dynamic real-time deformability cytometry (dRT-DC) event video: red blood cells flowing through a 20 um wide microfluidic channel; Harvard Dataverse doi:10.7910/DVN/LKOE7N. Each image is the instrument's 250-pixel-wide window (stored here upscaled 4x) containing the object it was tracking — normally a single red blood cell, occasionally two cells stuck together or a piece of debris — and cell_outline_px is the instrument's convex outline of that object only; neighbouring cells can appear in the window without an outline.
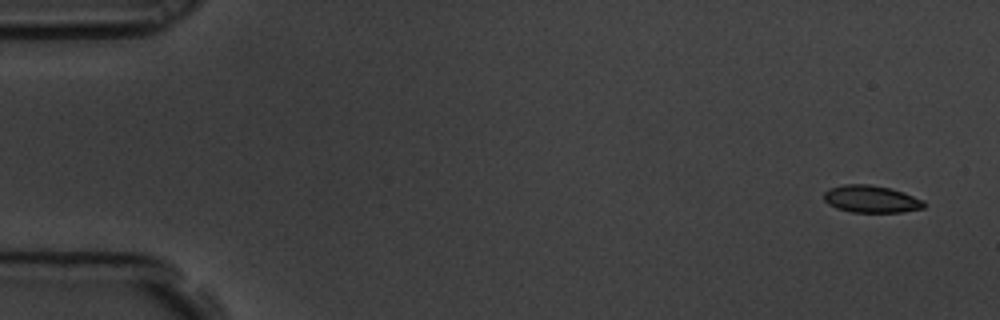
{"species": "common noctule bat (a hibernating species)", "species_latin": "Nyctalus noctula", "temperature_condition": "room temperature", "stored_images_in_passage": 6, "camera_frame_rate_fps": 3000, "um_per_image_px": 0.085, "animal": {"sex": "male", "body_mass_g": 19.5, "forearm_length_mm": 54.6}, "frame": {"image": 1, "passage_image": 1, "time_ms": 0.0, "image_size_px": [1000, 320], "cell_outline_px": [[924, 208], [900, 212], [852, 212], [836, 208], [828, 204], [824, 200], [824, 192], [828, 188], [844, 184], [868, 184], [892, 188], [904, 192], [924, 200]], "centroid_in_image_um": [74.03, 16.91], "position_along_channel_um": 11.0, "area_um2": 16.01}}
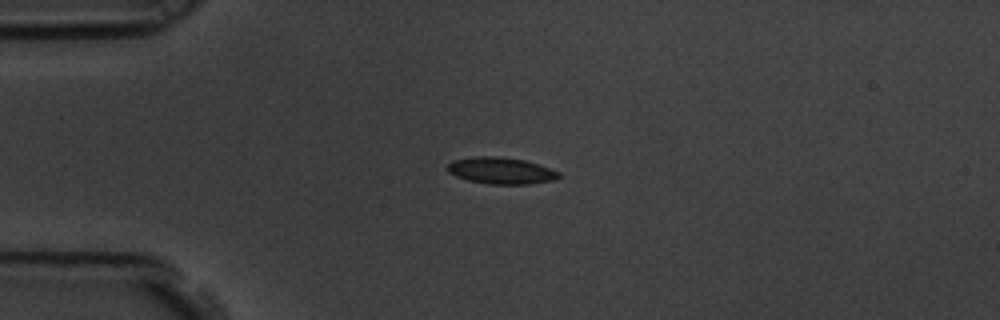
{"frame": {"image": 2, "passage_image": 4, "time_ms": 1.0, "image_size_px": [1000, 320], "cell_outline_px": [[560, 176], [552, 180], [528, 184], [488, 184], [468, 180], [456, 176], [448, 172], [448, 164], [452, 160], [472, 156], [500, 156], [524, 160], [560, 172]], "centroid_in_image_um": [42.54, 14.5], "position_along_channel_um": 42.5, "area_um2": 17.17}}
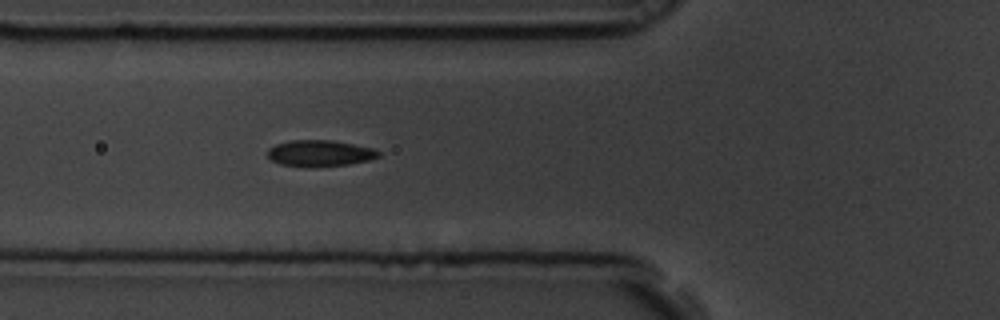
{"frame": {"image": 3, "passage_image": 6, "time_ms": 1.667, "image_size_px": [1000, 320], "cell_outline_px": [[380, 156], [368, 160], [348, 164], [316, 168], [280, 164], [272, 160], [268, 156], [268, 148], [276, 144], [292, 140], [332, 140], [372, 148], [380, 152]], "centroid_in_image_um": [27.17, 13.03], "position_along_channel_um": 98.6, "area_um2": 16.99}}